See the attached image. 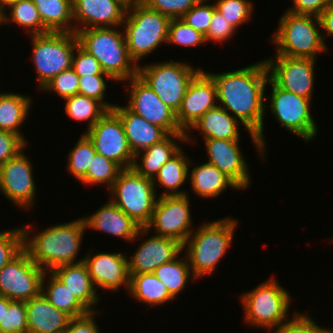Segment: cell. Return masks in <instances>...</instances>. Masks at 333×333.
<instances>
[{
	"instance_id": "obj_26",
	"label": "cell",
	"mask_w": 333,
	"mask_h": 333,
	"mask_svg": "<svg viewBox=\"0 0 333 333\" xmlns=\"http://www.w3.org/2000/svg\"><path fill=\"white\" fill-rule=\"evenodd\" d=\"M51 272L68 287V290L89 312L97 311L93 307L99 303V295L84 261L58 266Z\"/></svg>"
},
{
	"instance_id": "obj_47",
	"label": "cell",
	"mask_w": 333,
	"mask_h": 333,
	"mask_svg": "<svg viewBox=\"0 0 333 333\" xmlns=\"http://www.w3.org/2000/svg\"><path fill=\"white\" fill-rule=\"evenodd\" d=\"M201 0H142L148 8L170 18H181Z\"/></svg>"
},
{
	"instance_id": "obj_13",
	"label": "cell",
	"mask_w": 333,
	"mask_h": 333,
	"mask_svg": "<svg viewBox=\"0 0 333 333\" xmlns=\"http://www.w3.org/2000/svg\"><path fill=\"white\" fill-rule=\"evenodd\" d=\"M95 151L117 163L122 169L132 168L135 155L129 147L120 117L108 110L88 131Z\"/></svg>"
},
{
	"instance_id": "obj_55",
	"label": "cell",
	"mask_w": 333,
	"mask_h": 333,
	"mask_svg": "<svg viewBox=\"0 0 333 333\" xmlns=\"http://www.w3.org/2000/svg\"><path fill=\"white\" fill-rule=\"evenodd\" d=\"M11 302L9 298L0 296V324H4L5 309H8Z\"/></svg>"
},
{
	"instance_id": "obj_1",
	"label": "cell",
	"mask_w": 333,
	"mask_h": 333,
	"mask_svg": "<svg viewBox=\"0 0 333 333\" xmlns=\"http://www.w3.org/2000/svg\"><path fill=\"white\" fill-rule=\"evenodd\" d=\"M215 81L219 106L243 124L260 156L265 155L264 114L269 71L265 60L231 72L210 73ZM265 103V104H264ZM235 115V116H234Z\"/></svg>"
},
{
	"instance_id": "obj_41",
	"label": "cell",
	"mask_w": 333,
	"mask_h": 333,
	"mask_svg": "<svg viewBox=\"0 0 333 333\" xmlns=\"http://www.w3.org/2000/svg\"><path fill=\"white\" fill-rule=\"evenodd\" d=\"M214 4L216 10L236 29L252 16L253 4L249 0H217Z\"/></svg>"
},
{
	"instance_id": "obj_21",
	"label": "cell",
	"mask_w": 333,
	"mask_h": 333,
	"mask_svg": "<svg viewBox=\"0 0 333 333\" xmlns=\"http://www.w3.org/2000/svg\"><path fill=\"white\" fill-rule=\"evenodd\" d=\"M208 160L218 170L230 178L240 190L250 186L247 160L239 148V140L205 139Z\"/></svg>"
},
{
	"instance_id": "obj_14",
	"label": "cell",
	"mask_w": 333,
	"mask_h": 333,
	"mask_svg": "<svg viewBox=\"0 0 333 333\" xmlns=\"http://www.w3.org/2000/svg\"><path fill=\"white\" fill-rule=\"evenodd\" d=\"M188 195L159 196L147 230L177 240L182 245L194 231Z\"/></svg>"
},
{
	"instance_id": "obj_23",
	"label": "cell",
	"mask_w": 333,
	"mask_h": 333,
	"mask_svg": "<svg viewBox=\"0 0 333 333\" xmlns=\"http://www.w3.org/2000/svg\"><path fill=\"white\" fill-rule=\"evenodd\" d=\"M86 229L102 231L114 237L125 239L127 242L149 233L146 228H141L127 214H125L111 200L103 204L91 216L83 217Z\"/></svg>"
},
{
	"instance_id": "obj_18",
	"label": "cell",
	"mask_w": 333,
	"mask_h": 333,
	"mask_svg": "<svg viewBox=\"0 0 333 333\" xmlns=\"http://www.w3.org/2000/svg\"><path fill=\"white\" fill-rule=\"evenodd\" d=\"M215 81L201 70L190 82L181 106L176 113L180 129L186 133V142L190 141V128L210 109L218 104ZM190 136V137H189Z\"/></svg>"
},
{
	"instance_id": "obj_36",
	"label": "cell",
	"mask_w": 333,
	"mask_h": 333,
	"mask_svg": "<svg viewBox=\"0 0 333 333\" xmlns=\"http://www.w3.org/2000/svg\"><path fill=\"white\" fill-rule=\"evenodd\" d=\"M7 9L10 10V16L4 12L0 20L1 24L15 22L16 26L18 24L21 28H26V31L29 30V36L49 33L42 23L40 13L33 0H18Z\"/></svg>"
},
{
	"instance_id": "obj_9",
	"label": "cell",
	"mask_w": 333,
	"mask_h": 333,
	"mask_svg": "<svg viewBox=\"0 0 333 333\" xmlns=\"http://www.w3.org/2000/svg\"><path fill=\"white\" fill-rule=\"evenodd\" d=\"M30 38L38 87L42 89L60 72L72 68L73 54L79 42L75 32H49Z\"/></svg>"
},
{
	"instance_id": "obj_58",
	"label": "cell",
	"mask_w": 333,
	"mask_h": 333,
	"mask_svg": "<svg viewBox=\"0 0 333 333\" xmlns=\"http://www.w3.org/2000/svg\"><path fill=\"white\" fill-rule=\"evenodd\" d=\"M127 4H135L138 2H142V0H124Z\"/></svg>"
},
{
	"instance_id": "obj_43",
	"label": "cell",
	"mask_w": 333,
	"mask_h": 333,
	"mask_svg": "<svg viewBox=\"0 0 333 333\" xmlns=\"http://www.w3.org/2000/svg\"><path fill=\"white\" fill-rule=\"evenodd\" d=\"M105 78L113 79L110 75L79 76L78 94L101 102L108 110H112L114 104L107 103L104 99L107 84Z\"/></svg>"
},
{
	"instance_id": "obj_20",
	"label": "cell",
	"mask_w": 333,
	"mask_h": 333,
	"mask_svg": "<svg viewBox=\"0 0 333 333\" xmlns=\"http://www.w3.org/2000/svg\"><path fill=\"white\" fill-rule=\"evenodd\" d=\"M89 275L95 288H102L105 291H119L121 286L129 290L130 274L128 257L122 252L106 253L99 252L91 256V253L84 257ZM97 286V287H96Z\"/></svg>"
},
{
	"instance_id": "obj_38",
	"label": "cell",
	"mask_w": 333,
	"mask_h": 333,
	"mask_svg": "<svg viewBox=\"0 0 333 333\" xmlns=\"http://www.w3.org/2000/svg\"><path fill=\"white\" fill-rule=\"evenodd\" d=\"M123 169L114 161L96 153L92 159L86 175L80 180L84 184H104L109 190Z\"/></svg>"
},
{
	"instance_id": "obj_57",
	"label": "cell",
	"mask_w": 333,
	"mask_h": 333,
	"mask_svg": "<svg viewBox=\"0 0 333 333\" xmlns=\"http://www.w3.org/2000/svg\"><path fill=\"white\" fill-rule=\"evenodd\" d=\"M316 333H333V331L330 329H325V328H322V327H320L317 331H316Z\"/></svg>"
},
{
	"instance_id": "obj_5",
	"label": "cell",
	"mask_w": 333,
	"mask_h": 333,
	"mask_svg": "<svg viewBox=\"0 0 333 333\" xmlns=\"http://www.w3.org/2000/svg\"><path fill=\"white\" fill-rule=\"evenodd\" d=\"M279 19V27L273 33L271 42L277 47L276 55L291 58H311L316 60L317 54L328 51L323 41L319 17L297 15L284 12Z\"/></svg>"
},
{
	"instance_id": "obj_34",
	"label": "cell",
	"mask_w": 333,
	"mask_h": 333,
	"mask_svg": "<svg viewBox=\"0 0 333 333\" xmlns=\"http://www.w3.org/2000/svg\"><path fill=\"white\" fill-rule=\"evenodd\" d=\"M46 273H48L47 276L50 275L47 277ZM46 277L50 280L44 286ZM41 292L55 308L65 312L71 318L80 317L89 312L51 271L44 273Z\"/></svg>"
},
{
	"instance_id": "obj_39",
	"label": "cell",
	"mask_w": 333,
	"mask_h": 333,
	"mask_svg": "<svg viewBox=\"0 0 333 333\" xmlns=\"http://www.w3.org/2000/svg\"><path fill=\"white\" fill-rule=\"evenodd\" d=\"M96 153L92 141L83 133L68 154L67 171L80 181L86 175Z\"/></svg>"
},
{
	"instance_id": "obj_4",
	"label": "cell",
	"mask_w": 333,
	"mask_h": 333,
	"mask_svg": "<svg viewBox=\"0 0 333 333\" xmlns=\"http://www.w3.org/2000/svg\"><path fill=\"white\" fill-rule=\"evenodd\" d=\"M76 35L79 45L98 60L103 72L113 80L127 81L137 75L138 65L128 54L124 31L116 27L88 28Z\"/></svg>"
},
{
	"instance_id": "obj_27",
	"label": "cell",
	"mask_w": 333,
	"mask_h": 333,
	"mask_svg": "<svg viewBox=\"0 0 333 333\" xmlns=\"http://www.w3.org/2000/svg\"><path fill=\"white\" fill-rule=\"evenodd\" d=\"M176 140L186 143V134H168L160 142L138 152L132 168L139 175L153 179L161 167L181 149ZM139 157L142 163H137Z\"/></svg>"
},
{
	"instance_id": "obj_54",
	"label": "cell",
	"mask_w": 333,
	"mask_h": 333,
	"mask_svg": "<svg viewBox=\"0 0 333 333\" xmlns=\"http://www.w3.org/2000/svg\"><path fill=\"white\" fill-rule=\"evenodd\" d=\"M321 29L324 30L322 33V38L324 41V36H333V1L325 8V10L319 16Z\"/></svg>"
},
{
	"instance_id": "obj_51",
	"label": "cell",
	"mask_w": 333,
	"mask_h": 333,
	"mask_svg": "<svg viewBox=\"0 0 333 333\" xmlns=\"http://www.w3.org/2000/svg\"><path fill=\"white\" fill-rule=\"evenodd\" d=\"M26 145L27 143L19 135L0 130V166L25 150Z\"/></svg>"
},
{
	"instance_id": "obj_37",
	"label": "cell",
	"mask_w": 333,
	"mask_h": 333,
	"mask_svg": "<svg viewBox=\"0 0 333 333\" xmlns=\"http://www.w3.org/2000/svg\"><path fill=\"white\" fill-rule=\"evenodd\" d=\"M65 100V113L76 121H88L87 131L108 111L99 101L76 94Z\"/></svg>"
},
{
	"instance_id": "obj_15",
	"label": "cell",
	"mask_w": 333,
	"mask_h": 333,
	"mask_svg": "<svg viewBox=\"0 0 333 333\" xmlns=\"http://www.w3.org/2000/svg\"><path fill=\"white\" fill-rule=\"evenodd\" d=\"M264 59L269 78L279 87L312 100L315 83V59L283 55Z\"/></svg>"
},
{
	"instance_id": "obj_6",
	"label": "cell",
	"mask_w": 333,
	"mask_h": 333,
	"mask_svg": "<svg viewBox=\"0 0 333 333\" xmlns=\"http://www.w3.org/2000/svg\"><path fill=\"white\" fill-rule=\"evenodd\" d=\"M171 18L142 2L129 4L122 25L130 58L137 64L162 43L167 44Z\"/></svg>"
},
{
	"instance_id": "obj_48",
	"label": "cell",
	"mask_w": 333,
	"mask_h": 333,
	"mask_svg": "<svg viewBox=\"0 0 333 333\" xmlns=\"http://www.w3.org/2000/svg\"><path fill=\"white\" fill-rule=\"evenodd\" d=\"M72 69L79 76L109 75L103 72L98 60L79 44L75 47V52L73 54Z\"/></svg>"
},
{
	"instance_id": "obj_17",
	"label": "cell",
	"mask_w": 333,
	"mask_h": 333,
	"mask_svg": "<svg viewBox=\"0 0 333 333\" xmlns=\"http://www.w3.org/2000/svg\"><path fill=\"white\" fill-rule=\"evenodd\" d=\"M22 150L17 156L0 166V191L6 199L19 206L30 209L35 197L33 167L28 156Z\"/></svg>"
},
{
	"instance_id": "obj_10",
	"label": "cell",
	"mask_w": 333,
	"mask_h": 333,
	"mask_svg": "<svg viewBox=\"0 0 333 333\" xmlns=\"http://www.w3.org/2000/svg\"><path fill=\"white\" fill-rule=\"evenodd\" d=\"M201 71L185 62L173 60L138 65L137 75L157 94L175 113L181 106L192 79Z\"/></svg>"
},
{
	"instance_id": "obj_11",
	"label": "cell",
	"mask_w": 333,
	"mask_h": 333,
	"mask_svg": "<svg viewBox=\"0 0 333 333\" xmlns=\"http://www.w3.org/2000/svg\"><path fill=\"white\" fill-rule=\"evenodd\" d=\"M267 84L271 85L272 93L266 99H270L269 108L277 122L306 142L313 140L318 131L310 113L311 99L279 88L270 78Z\"/></svg>"
},
{
	"instance_id": "obj_16",
	"label": "cell",
	"mask_w": 333,
	"mask_h": 333,
	"mask_svg": "<svg viewBox=\"0 0 333 333\" xmlns=\"http://www.w3.org/2000/svg\"><path fill=\"white\" fill-rule=\"evenodd\" d=\"M130 86L129 102L125 105L130 111L151 124L163 128L168 134L184 133L176 120V113L138 75L127 80Z\"/></svg>"
},
{
	"instance_id": "obj_31",
	"label": "cell",
	"mask_w": 333,
	"mask_h": 333,
	"mask_svg": "<svg viewBox=\"0 0 333 333\" xmlns=\"http://www.w3.org/2000/svg\"><path fill=\"white\" fill-rule=\"evenodd\" d=\"M181 148L171 159H169L152 179L156 189V183L165 189L159 196L186 195L188 192L178 191L184 185L189 175V164L192 160L187 157Z\"/></svg>"
},
{
	"instance_id": "obj_44",
	"label": "cell",
	"mask_w": 333,
	"mask_h": 333,
	"mask_svg": "<svg viewBox=\"0 0 333 333\" xmlns=\"http://www.w3.org/2000/svg\"><path fill=\"white\" fill-rule=\"evenodd\" d=\"M0 332L28 333L24 301H12L8 309H5L4 324H0Z\"/></svg>"
},
{
	"instance_id": "obj_7",
	"label": "cell",
	"mask_w": 333,
	"mask_h": 333,
	"mask_svg": "<svg viewBox=\"0 0 333 333\" xmlns=\"http://www.w3.org/2000/svg\"><path fill=\"white\" fill-rule=\"evenodd\" d=\"M290 299L289 291L281 287L274 277L244 292L240 300L246 324L273 332V328L287 321Z\"/></svg>"
},
{
	"instance_id": "obj_59",
	"label": "cell",
	"mask_w": 333,
	"mask_h": 333,
	"mask_svg": "<svg viewBox=\"0 0 333 333\" xmlns=\"http://www.w3.org/2000/svg\"><path fill=\"white\" fill-rule=\"evenodd\" d=\"M4 12L5 11L0 7V20L2 19V16H3Z\"/></svg>"
},
{
	"instance_id": "obj_32",
	"label": "cell",
	"mask_w": 333,
	"mask_h": 333,
	"mask_svg": "<svg viewBox=\"0 0 333 333\" xmlns=\"http://www.w3.org/2000/svg\"><path fill=\"white\" fill-rule=\"evenodd\" d=\"M131 297L150 306H160L174 298L169 294L166 286L154 273L130 275L129 290Z\"/></svg>"
},
{
	"instance_id": "obj_28",
	"label": "cell",
	"mask_w": 333,
	"mask_h": 333,
	"mask_svg": "<svg viewBox=\"0 0 333 333\" xmlns=\"http://www.w3.org/2000/svg\"><path fill=\"white\" fill-rule=\"evenodd\" d=\"M239 121L221 106L208 110L189 130L201 132L205 139L240 140Z\"/></svg>"
},
{
	"instance_id": "obj_45",
	"label": "cell",
	"mask_w": 333,
	"mask_h": 333,
	"mask_svg": "<svg viewBox=\"0 0 333 333\" xmlns=\"http://www.w3.org/2000/svg\"><path fill=\"white\" fill-rule=\"evenodd\" d=\"M22 227L0 231V270L23 249Z\"/></svg>"
},
{
	"instance_id": "obj_35",
	"label": "cell",
	"mask_w": 333,
	"mask_h": 333,
	"mask_svg": "<svg viewBox=\"0 0 333 333\" xmlns=\"http://www.w3.org/2000/svg\"><path fill=\"white\" fill-rule=\"evenodd\" d=\"M154 275L166 286L169 294L175 299L186 288L189 279L194 277L189 266L188 259H180L178 256L156 268ZM192 277V278H190Z\"/></svg>"
},
{
	"instance_id": "obj_33",
	"label": "cell",
	"mask_w": 333,
	"mask_h": 333,
	"mask_svg": "<svg viewBox=\"0 0 333 333\" xmlns=\"http://www.w3.org/2000/svg\"><path fill=\"white\" fill-rule=\"evenodd\" d=\"M49 32H75L72 0H33ZM72 23V24H71Z\"/></svg>"
},
{
	"instance_id": "obj_40",
	"label": "cell",
	"mask_w": 333,
	"mask_h": 333,
	"mask_svg": "<svg viewBox=\"0 0 333 333\" xmlns=\"http://www.w3.org/2000/svg\"><path fill=\"white\" fill-rule=\"evenodd\" d=\"M167 43L194 47L205 44V35L186 24L181 18H171L168 28Z\"/></svg>"
},
{
	"instance_id": "obj_46",
	"label": "cell",
	"mask_w": 333,
	"mask_h": 333,
	"mask_svg": "<svg viewBox=\"0 0 333 333\" xmlns=\"http://www.w3.org/2000/svg\"><path fill=\"white\" fill-rule=\"evenodd\" d=\"M207 2L208 0H201L181 17L186 24L203 35L207 34L213 12L216 9L215 4Z\"/></svg>"
},
{
	"instance_id": "obj_52",
	"label": "cell",
	"mask_w": 333,
	"mask_h": 333,
	"mask_svg": "<svg viewBox=\"0 0 333 333\" xmlns=\"http://www.w3.org/2000/svg\"><path fill=\"white\" fill-rule=\"evenodd\" d=\"M333 0H293L288 12L297 15H312L319 17L320 14Z\"/></svg>"
},
{
	"instance_id": "obj_50",
	"label": "cell",
	"mask_w": 333,
	"mask_h": 333,
	"mask_svg": "<svg viewBox=\"0 0 333 333\" xmlns=\"http://www.w3.org/2000/svg\"><path fill=\"white\" fill-rule=\"evenodd\" d=\"M292 319L273 328L274 333H316L321 327L307 313H294Z\"/></svg>"
},
{
	"instance_id": "obj_12",
	"label": "cell",
	"mask_w": 333,
	"mask_h": 333,
	"mask_svg": "<svg viewBox=\"0 0 333 333\" xmlns=\"http://www.w3.org/2000/svg\"><path fill=\"white\" fill-rule=\"evenodd\" d=\"M44 273L23 248L0 270V296L12 301L30 300L41 293Z\"/></svg>"
},
{
	"instance_id": "obj_30",
	"label": "cell",
	"mask_w": 333,
	"mask_h": 333,
	"mask_svg": "<svg viewBox=\"0 0 333 333\" xmlns=\"http://www.w3.org/2000/svg\"><path fill=\"white\" fill-rule=\"evenodd\" d=\"M32 102L30 97L20 93H0V130L19 135L28 143L20 132V127L29 116Z\"/></svg>"
},
{
	"instance_id": "obj_8",
	"label": "cell",
	"mask_w": 333,
	"mask_h": 333,
	"mask_svg": "<svg viewBox=\"0 0 333 333\" xmlns=\"http://www.w3.org/2000/svg\"><path fill=\"white\" fill-rule=\"evenodd\" d=\"M156 190L151 178L129 168L119 173L108 191L110 200L141 228H145L150 223L158 199Z\"/></svg>"
},
{
	"instance_id": "obj_53",
	"label": "cell",
	"mask_w": 333,
	"mask_h": 333,
	"mask_svg": "<svg viewBox=\"0 0 333 333\" xmlns=\"http://www.w3.org/2000/svg\"><path fill=\"white\" fill-rule=\"evenodd\" d=\"M95 314H97V311L71 318L64 333H100L99 326L94 320Z\"/></svg>"
},
{
	"instance_id": "obj_56",
	"label": "cell",
	"mask_w": 333,
	"mask_h": 333,
	"mask_svg": "<svg viewBox=\"0 0 333 333\" xmlns=\"http://www.w3.org/2000/svg\"><path fill=\"white\" fill-rule=\"evenodd\" d=\"M18 0H0V7L6 11V8H8L11 4L17 2Z\"/></svg>"
},
{
	"instance_id": "obj_2",
	"label": "cell",
	"mask_w": 333,
	"mask_h": 333,
	"mask_svg": "<svg viewBox=\"0 0 333 333\" xmlns=\"http://www.w3.org/2000/svg\"><path fill=\"white\" fill-rule=\"evenodd\" d=\"M22 230L23 248L28 252L30 259L45 272L61 265L84 261V258H81L75 262L86 231L83 218L50 226L33 237L30 236L34 230L31 225L23 227Z\"/></svg>"
},
{
	"instance_id": "obj_49",
	"label": "cell",
	"mask_w": 333,
	"mask_h": 333,
	"mask_svg": "<svg viewBox=\"0 0 333 333\" xmlns=\"http://www.w3.org/2000/svg\"><path fill=\"white\" fill-rule=\"evenodd\" d=\"M236 30L237 29L232 26V24L229 23L218 10L215 9L207 34L205 35L206 43L209 41L225 43V41L234 36Z\"/></svg>"
},
{
	"instance_id": "obj_25",
	"label": "cell",
	"mask_w": 333,
	"mask_h": 333,
	"mask_svg": "<svg viewBox=\"0 0 333 333\" xmlns=\"http://www.w3.org/2000/svg\"><path fill=\"white\" fill-rule=\"evenodd\" d=\"M112 110L122 121L129 147L134 155L160 142L168 135L163 128L149 123L126 106L115 105Z\"/></svg>"
},
{
	"instance_id": "obj_19",
	"label": "cell",
	"mask_w": 333,
	"mask_h": 333,
	"mask_svg": "<svg viewBox=\"0 0 333 333\" xmlns=\"http://www.w3.org/2000/svg\"><path fill=\"white\" fill-rule=\"evenodd\" d=\"M128 5L124 0H72L75 33L88 28L120 27L121 29ZM79 23L85 26L79 27Z\"/></svg>"
},
{
	"instance_id": "obj_24",
	"label": "cell",
	"mask_w": 333,
	"mask_h": 333,
	"mask_svg": "<svg viewBox=\"0 0 333 333\" xmlns=\"http://www.w3.org/2000/svg\"><path fill=\"white\" fill-rule=\"evenodd\" d=\"M28 333H64L71 317L55 308L41 292L25 302Z\"/></svg>"
},
{
	"instance_id": "obj_3",
	"label": "cell",
	"mask_w": 333,
	"mask_h": 333,
	"mask_svg": "<svg viewBox=\"0 0 333 333\" xmlns=\"http://www.w3.org/2000/svg\"><path fill=\"white\" fill-rule=\"evenodd\" d=\"M238 220L230 217L202 223L185 243L186 257L194 277L211 275L231 246Z\"/></svg>"
},
{
	"instance_id": "obj_29",
	"label": "cell",
	"mask_w": 333,
	"mask_h": 333,
	"mask_svg": "<svg viewBox=\"0 0 333 333\" xmlns=\"http://www.w3.org/2000/svg\"><path fill=\"white\" fill-rule=\"evenodd\" d=\"M188 179L194 194L201 198H216L227 190V187L238 189V186L214 165L207 162L193 167Z\"/></svg>"
},
{
	"instance_id": "obj_22",
	"label": "cell",
	"mask_w": 333,
	"mask_h": 333,
	"mask_svg": "<svg viewBox=\"0 0 333 333\" xmlns=\"http://www.w3.org/2000/svg\"><path fill=\"white\" fill-rule=\"evenodd\" d=\"M183 252L177 240L154 235L141 242L131 259H128L129 274L153 273L160 265L175 259Z\"/></svg>"
},
{
	"instance_id": "obj_42",
	"label": "cell",
	"mask_w": 333,
	"mask_h": 333,
	"mask_svg": "<svg viewBox=\"0 0 333 333\" xmlns=\"http://www.w3.org/2000/svg\"><path fill=\"white\" fill-rule=\"evenodd\" d=\"M78 86L79 75L72 68H70L60 72L48 83H46L45 86L39 91H53L61 98L66 99L78 94Z\"/></svg>"
}]
</instances>
